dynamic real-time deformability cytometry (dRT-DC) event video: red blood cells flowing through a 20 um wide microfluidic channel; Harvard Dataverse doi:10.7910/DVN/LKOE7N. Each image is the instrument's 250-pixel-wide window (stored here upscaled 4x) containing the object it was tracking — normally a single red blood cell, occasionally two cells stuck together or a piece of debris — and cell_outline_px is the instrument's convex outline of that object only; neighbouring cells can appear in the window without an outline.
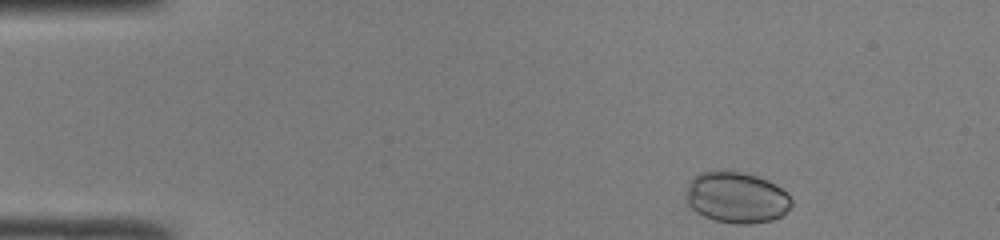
{"species": "common noctule bat (a hibernating species)", "species_latin": "Nyctalus noctula", "temperature_condition": "room temperature", "stored_images_in_passage": 35, "camera_frame_rate_fps": 3000, "um_per_image_px": 0.085, "animal": {"sex": "male", "body_mass_g": 19.0, "forearm_length_mm": 50.8}, "frame": {"image": 1, "passage_image": 1, "time_ms": 0.0, "image_size_px": [1000, 240], "cell_outline_px": [[792, 204], [780, 216], [772, 220], [752, 224], [736, 224], [716, 220], [704, 216], [696, 212], [688, 204], [688, 184], [700, 172], [716, 168], [720, 168], [740, 172], [756, 176], [768, 180], [776, 184], [788, 192], [792, 200]], "centroid_in_image_um": [62.62, 16.76], "position_along_channel_um": 22.4, "area_um2": 31.62}}
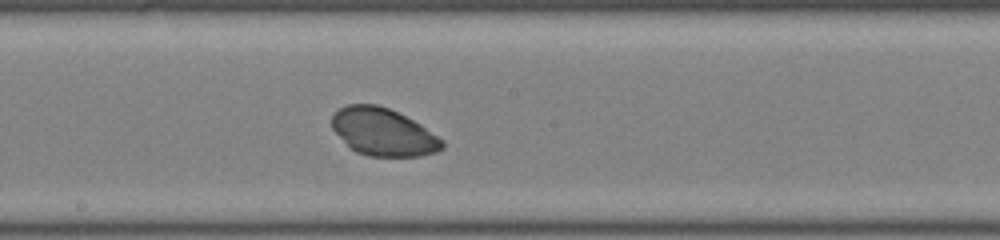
{"frame": {"image": 2, "passage_image": 21, "time_ms": 6.667, "image_size_px": [1000, 240], "cell_outline_px": [[444, 148], [436, 152], [420, 156], [368, 156], [356, 152], [332, 128], [332, 116], [340, 108], [348, 104], [376, 104], [388, 108], [420, 124], [444, 140]], "centroid_in_image_um": [32.6, 11.23], "position_along_channel_um": 215.6, "area_um2": 30.17}}
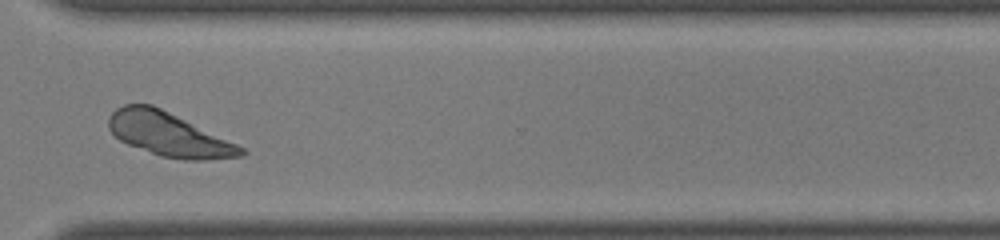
{"frame": {"image": 3, "passage_image": 31, "time_ms": 10.0, "image_size_px": [1000, 240], "cell_outline_px": [[248, 152], [244, 156], [204, 160], [184, 160], [160, 156], [128, 144], [120, 140], [108, 128], [108, 120], [112, 112], [116, 108], [124, 104], [152, 104], [236, 144], [244, 148]], "centroid_in_image_um": [14.33, 11.43], "position_along_channel_um": 356.3, "area_um2": 33.41}}